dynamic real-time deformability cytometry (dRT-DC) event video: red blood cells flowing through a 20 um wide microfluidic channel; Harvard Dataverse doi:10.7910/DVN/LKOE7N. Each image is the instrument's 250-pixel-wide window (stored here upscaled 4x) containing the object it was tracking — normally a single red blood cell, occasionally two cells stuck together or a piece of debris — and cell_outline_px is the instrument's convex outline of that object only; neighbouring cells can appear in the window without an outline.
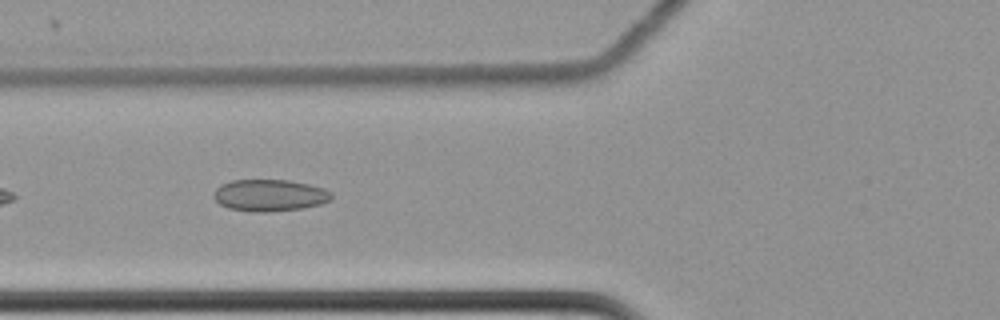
{"species": "common noctule bat (a hibernating species)", "species_latin": "Nyctalus noctula", "temperature_condition": "cold", "stored_images_in_passage": 42, "camera_frame_rate_fps": 3000, "um_per_image_px": 0.085, "animal": {"sex": "female", "body_mass_g": 22.7, "forearm_length_mm": 54.2}, "frame": {"image": 1, "passage_image": 6, "time_ms": 1.667, "image_size_px": [1000, 320], "cell_outline_px": [[332, 200], [320, 204], [304, 208], [264, 212], [252, 212], [228, 208], [220, 204], [212, 196], [216, 188], [220, 184], [232, 180], [288, 180], [308, 184], [324, 188], [332, 192]], "centroid_in_image_um": [22.92, 16.6], "position_along_channel_um": 102.9, "area_um2": 21.96}}
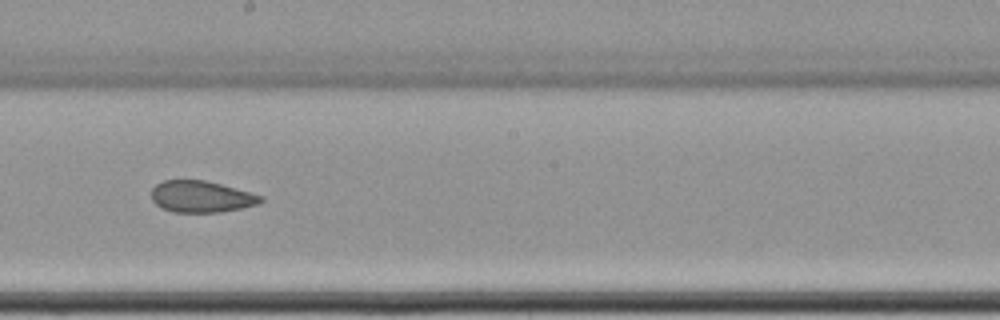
{"frame": {"image": 2, "passage_image": 17, "time_ms": 5.333, "image_size_px": [1000, 320], "cell_outline_px": [[264, 200], [260, 204], [220, 212], [172, 212], [160, 208], [152, 200], [152, 188], [156, 184], [164, 180], [204, 180], [220, 184], [264, 196]], "centroid_in_image_um": [17.1, 16.72], "position_along_channel_um": 231.1, "area_um2": 20.11}}
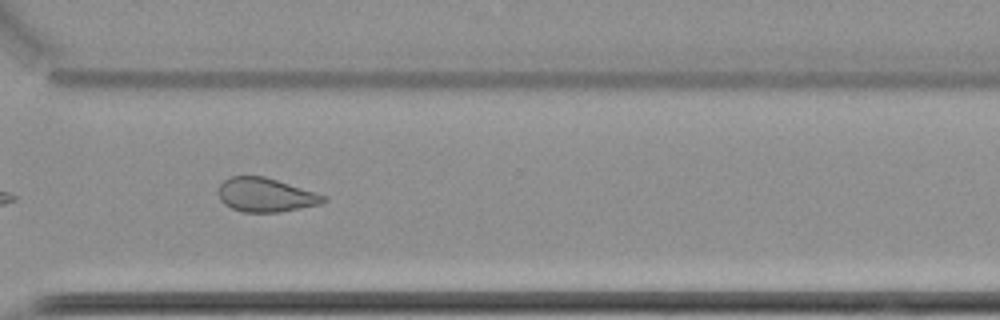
{"frame": {"image": 3, "passage_image": 27, "time_ms": 8.667, "image_size_px": [1000, 320], "cell_outline_px": [[328, 200], [320, 204], [280, 212], [244, 212], [232, 208], [224, 204], [220, 200], [220, 184], [224, 180], [232, 176], [264, 176], [316, 192], [328, 196]], "centroid_in_image_um": [22.62, 16.57], "position_along_channel_um": 348.0, "area_um2": 20.69}, "authors_computed_cell_mechanics": {"area_um2": 21.4438, "velocity_mm_per_s": 3.4971, "shape_relaxation_time_tau1_ms": null, "shape_relaxation_time_tau2_ms": 2.4852, "deformation_change_tau1": null, "deformation_change_tau2": 0.0903}}